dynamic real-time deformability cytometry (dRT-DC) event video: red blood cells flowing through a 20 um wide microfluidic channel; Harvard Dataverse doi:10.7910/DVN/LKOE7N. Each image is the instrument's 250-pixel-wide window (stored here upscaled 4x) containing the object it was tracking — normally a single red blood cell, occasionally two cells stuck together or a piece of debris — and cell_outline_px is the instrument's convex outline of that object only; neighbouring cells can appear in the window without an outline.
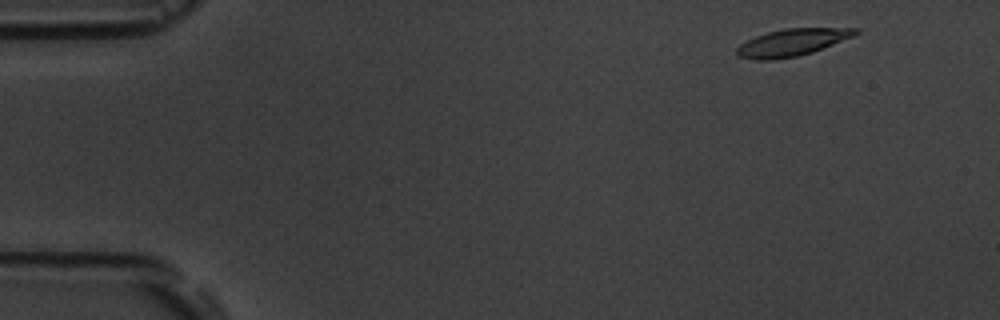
{"species": "common noctule bat (a hibernating species)", "species_latin": "Nyctalus noctula", "temperature_condition": "room temperature", "stored_images_in_passage": 14, "camera_frame_rate_fps": 3000, "um_per_image_px": 0.085, "animal": {"sex": "male", "body_mass_g": 19.5, "forearm_length_mm": 54.6}, "frame": {"image": 1, "passage_image": 1, "time_ms": 0.0, "image_size_px": [1000, 320], "cell_outline_px": [[860, 32], [856, 36], [812, 52], [796, 56], [772, 60], [756, 60], [736, 56], [736, 48], [740, 44], [756, 36], [768, 32], [784, 28], [860, 28]], "centroid_in_image_um": [67.35, 3.6], "position_along_channel_um": 17.6, "area_um2": 18.84}}
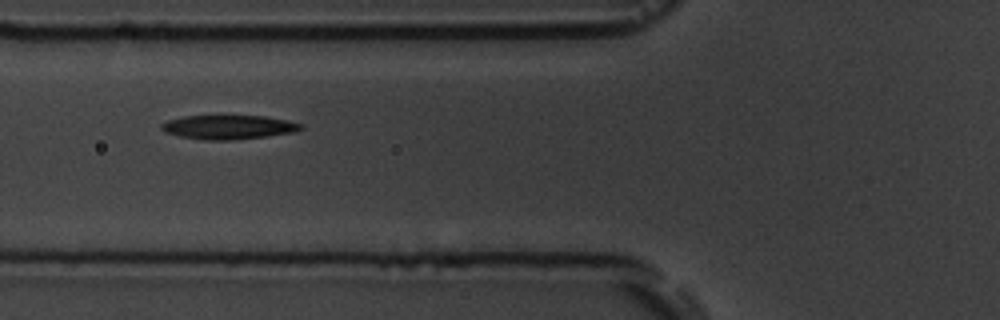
{"frame": {"image": 2, "passage_image": 5, "time_ms": 5.333, "image_size_px": [1000, 320], "cell_outline_px": [[304, 128], [296, 132], [268, 136], [232, 140], [204, 140], [180, 136], [164, 132], [160, 128], [160, 124], [168, 120], [184, 116], [264, 116], [288, 120], [300, 124]], "centroid_in_image_um": [19.42, 10.81], "position_along_channel_um": 106.4, "area_um2": 19.59}}
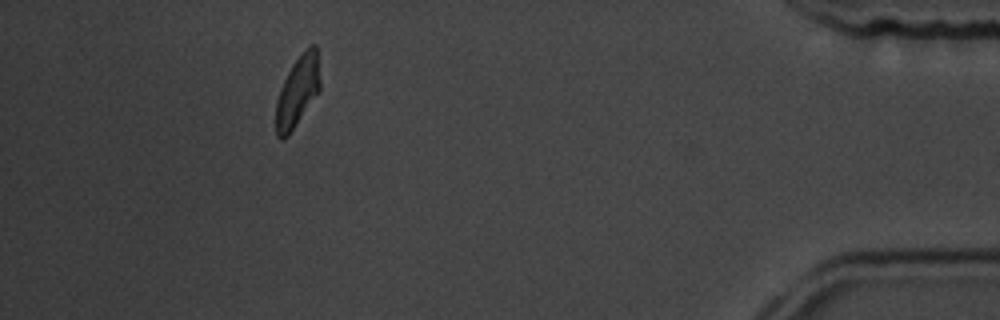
{"frame": {"image": 3, "passage_image": 13, "time_ms": 15.333, "image_size_px": [1000, 320], "cell_outline_px": [[320, 92], [288, 136], [284, 140], [280, 140], [276, 136], [276, 100], [280, 88], [292, 64], [308, 44], [316, 44], [320, 80]], "centroid_in_image_um": [25.3, 7.77], "position_along_channel_um": 409.9, "area_um2": 18.5}, "authors_computed_cell_mechanics": {"area_um2": 19.1896, "velocity_mm_per_s": 3.6043, "shape_relaxation_time_tau1_ms": 3.0257, "shape_relaxation_time_tau2_ms": null, "deformation_change_tau1": 0.1218, "deformation_change_tau2": null}}